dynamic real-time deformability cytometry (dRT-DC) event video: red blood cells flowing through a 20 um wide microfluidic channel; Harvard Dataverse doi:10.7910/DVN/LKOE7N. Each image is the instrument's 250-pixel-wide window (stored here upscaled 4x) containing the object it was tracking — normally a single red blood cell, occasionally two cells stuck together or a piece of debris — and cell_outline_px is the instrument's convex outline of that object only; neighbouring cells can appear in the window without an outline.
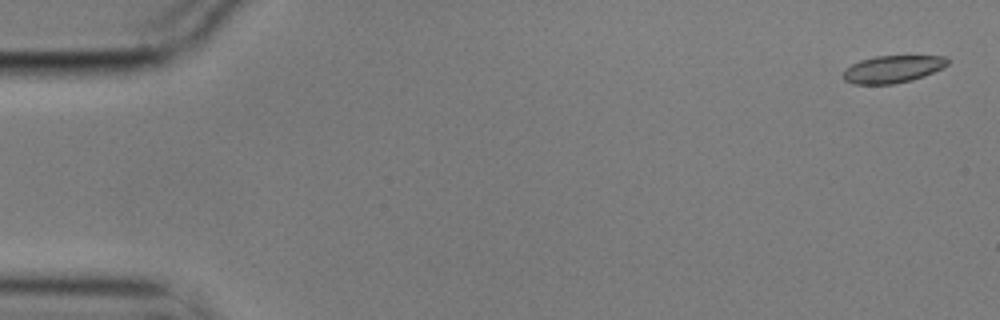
{"species": "common noctule bat (a hibernating species)", "species_latin": "Nyctalus noctula", "temperature_condition": "cold", "stored_images_in_passage": 5, "camera_frame_rate_fps": 3000, "um_per_image_px": 0.085, "animal": {"sex": "male", "body_mass_g": 17.9}, "frame": {"image": 1, "passage_image": 1, "time_ms": 0.0, "image_size_px": [1000, 320], "cell_outline_px": [[948, 64], [924, 76], [912, 80], [892, 84], [852, 84], [844, 80], [844, 72], [852, 64], [860, 60], [876, 56], [944, 56], [948, 60]], "centroid_in_image_um": [75.86, 5.88], "position_along_channel_um": 9.1, "area_um2": 16.36}}